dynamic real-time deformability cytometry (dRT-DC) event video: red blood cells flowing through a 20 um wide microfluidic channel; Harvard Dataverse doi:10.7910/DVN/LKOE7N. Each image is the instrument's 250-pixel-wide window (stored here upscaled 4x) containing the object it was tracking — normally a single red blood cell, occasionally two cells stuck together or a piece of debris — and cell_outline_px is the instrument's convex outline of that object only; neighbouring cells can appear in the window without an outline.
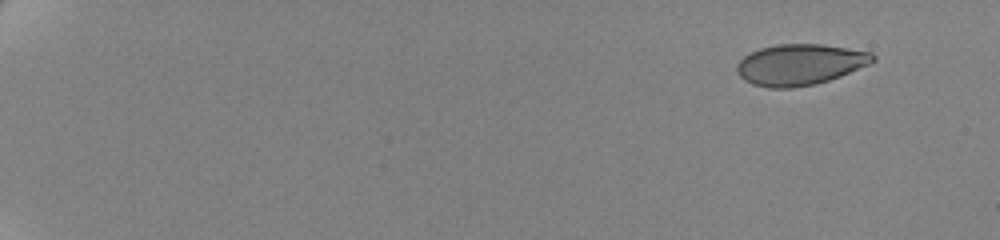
{"species": "human", "species_latin": "Homo sapiens", "temperature_condition": "cold", "stored_images_in_passage": 57, "camera_frame_rate_fps": 3000, "um_per_image_px": 0.085, "donor": {"sex": "female"}, "frame": {"image": 1, "passage_image": 1, "time_ms": 0.0, "image_size_px": [1000, 240], "cell_outline_px": [[876, 60], [872, 64], [840, 76], [828, 80], [812, 84], [792, 88], [768, 88], [752, 84], [744, 80], [736, 72], [736, 64], [744, 56], [760, 48], [776, 44], [820, 44], [872, 52], [876, 56]], "centroid_in_image_um": [68.0, 5.49], "position_along_channel_um": 17.0, "area_um2": 32.6}}
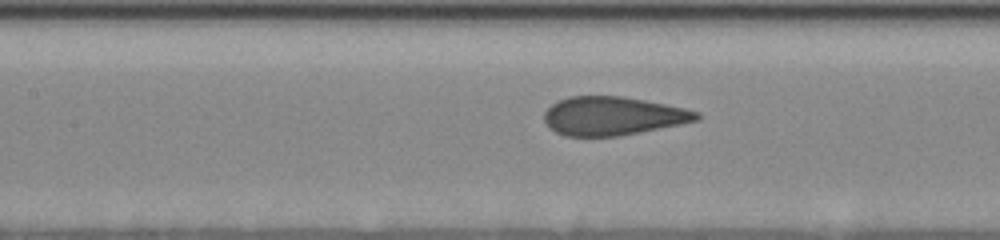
{"frame": {"image": 2, "passage_image": 28, "time_ms": 9.0, "image_size_px": [1000, 240], "cell_outline_px": [[700, 120], [620, 136], [564, 136], [548, 128], [544, 120], [544, 112], [556, 100], [568, 96], [620, 96], [644, 100], [684, 108], [700, 112]], "centroid_in_image_um": [52.06, 9.86], "position_along_channel_um": 155.3, "area_um2": 34.33}}
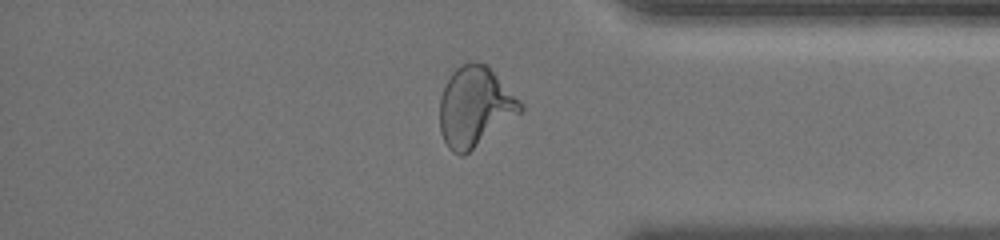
{"frame": {"image": 3, "passage_image": 49, "time_ms": 16.0, "image_size_px": [1000, 240], "cell_outline_px": [[524, 108], [520, 112], [464, 156], [460, 156], [452, 152], [448, 148], [440, 132], [440, 96], [452, 72], [460, 64], [472, 60], [476, 60], [484, 64], [524, 104]], "centroid_in_image_um": [40.33, 9.08], "position_along_channel_um": 394.9, "area_um2": 37.05}, "authors_computed_cell_mechanics": {"area_um2": 34.5644, "velocity_mm_per_s": 3.5044, "shape_relaxation_time_tau1_ms": 4.914, "shape_relaxation_time_tau2_ms": null, "deformation_change_tau1": 0.1354, "deformation_change_tau2": null}}